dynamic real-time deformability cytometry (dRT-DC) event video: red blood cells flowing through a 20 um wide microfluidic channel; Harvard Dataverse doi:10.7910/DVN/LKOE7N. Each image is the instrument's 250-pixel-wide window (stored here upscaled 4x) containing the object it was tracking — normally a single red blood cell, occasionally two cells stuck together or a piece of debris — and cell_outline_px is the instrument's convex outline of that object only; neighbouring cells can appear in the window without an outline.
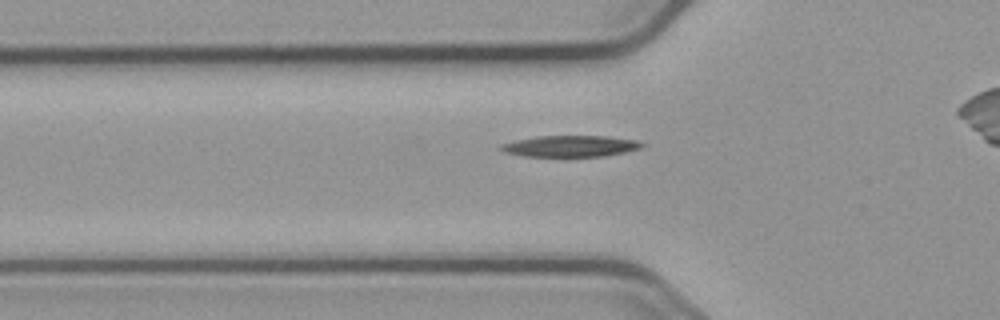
{"species": "common noctule bat (a hibernating species)", "species_latin": "Nyctalus noctula", "temperature_condition": "cold", "stored_images_in_passage": 34, "camera_frame_rate_fps": 3000, "um_per_image_px": 0.085, "animal": {"sex": "male", "body_mass_g": 23.1, "forearm_length_mm": 52.7}, "frame": {"image": 1, "passage_image": 7, "time_ms": 2.0, "image_size_px": [1000, 320], "cell_outline_px": [[648, 144], [640, 148], [624, 152], [604, 156], [524, 156], [504, 152], [496, 148], [500, 144], [516, 140], [536, 136], [608, 136], [636, 140]], "centroid_in_image_um": [48.46, 12.41], "position_along_channel_um": 77.3, "area_um2": 17.57}}
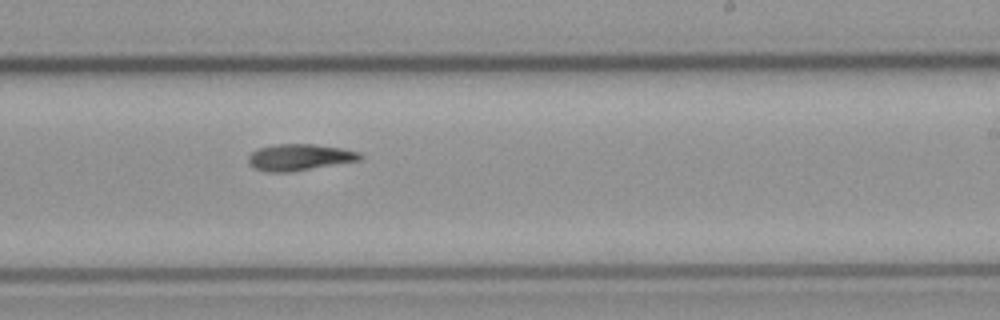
{"frame": {"image": 2, "passage_image": 22, "time_ms": 7.0, "image_size_px": [1000, 320], "cell_outline_px": [[364, 156], [360, 160], [288, 172], [268, 172], [256, 168], [248, 160], [248, 156], [252, 152], [260, 148], [276, 144], [312, 144], [340, 148], [360, 152]], "centroid_in_image_um": [25.48, 13.36], "position_along_channel_um": 263.5, "area_um2": 16.88}}
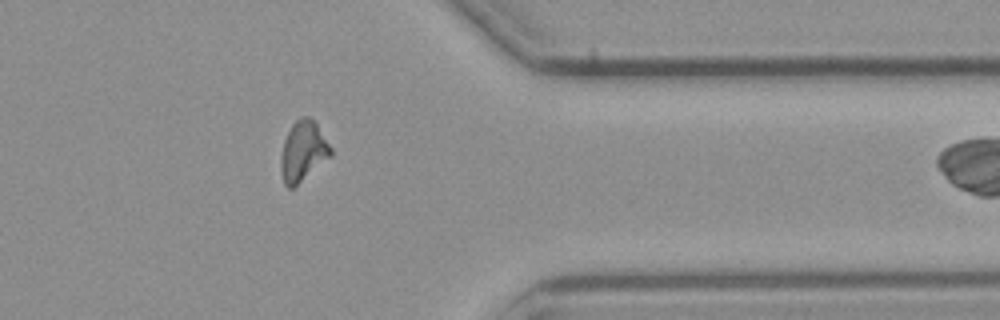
{"frame": {"image": 3, "passage_image": 33, "time_ms": 10.667, "image_size_px": [1000, 320], "cell_outline_px": [[332, 156], [292, 188], [288, 188], [284, 184], [280, 172], [280, 160], [284, 140], [292, 124], [300, 116], [308, 116], [316, 124], [332, 148]], "centroid_in_image_um": [25.75, 12.86], "position_along_channel_um": 385.7, "area_um2": 17.4}}